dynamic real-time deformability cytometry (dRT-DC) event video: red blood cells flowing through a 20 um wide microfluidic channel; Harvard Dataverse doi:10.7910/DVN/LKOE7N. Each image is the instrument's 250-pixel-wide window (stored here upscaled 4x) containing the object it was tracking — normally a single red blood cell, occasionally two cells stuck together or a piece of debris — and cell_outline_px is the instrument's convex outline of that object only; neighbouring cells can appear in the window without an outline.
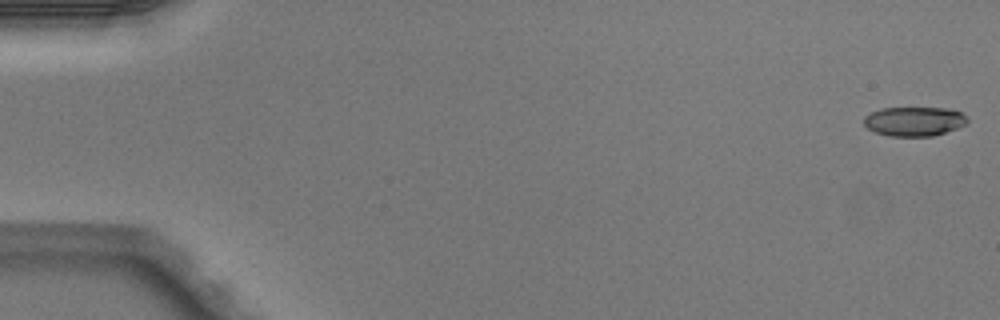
{"species": "Egyptian fruit bat (a non-hibernating species)", "species_latin": "Rousettus aegyptiacus", "temperature_condition": "warm", "stored_images_in_passage": 5, "camera_frame_rate_fps": 3000, "um_per_image_px": 0.085, "animal": {"sex": "male"}, "frame": {"image": 1, "passage_image": 1, "time_ms": 0.0, "image_size_px": [1000, 320], "cell_outline_px": [[968, 120], [964, 124], [956, 128], [932, 136], [888, 136], [876, 132], [868, 128], [864, 124], [864, 116], [880, 108], [948, 108], [960, 112]], "centroid_in_image_um": [77.67, 10.31], "position_along_channel_um": 7.3, "area_um2": 17.46}}
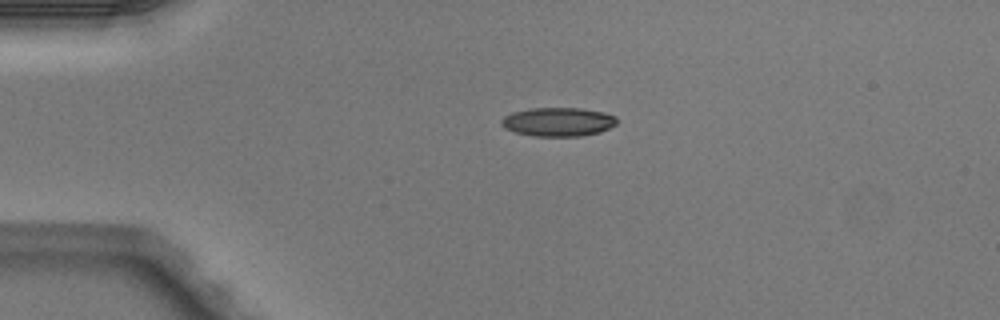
{"frame": {"image": 2, "passage_image": 4, "time_ms": 1.0, "image_size_px": [1000, 320], "cell_outline_px": [[616, 124], [600, 132], [580, 136], [532, 136], [516, 132], [504, 128], [500, 124], [500, 120], [504, 116], [512, 112], [528, 108], [580, 108], [604, 112], [616, 116]], "centroid_in_image_um": [47.41, 10.35], "position_along_channel_um": 37.6, "area_um2": 19.48}}